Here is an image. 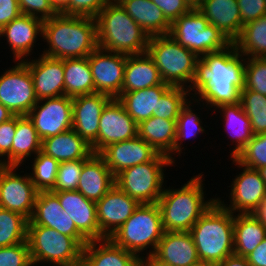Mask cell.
<instances>
[{
    "label": "cell",
    "instance_id": "cell-43",
    "mask_svg": "<svg viewBox=\"0 0 266 266\" xmlns=\"http://www.w3.org/2000/svg\"><path fill=\"white\" fill-rule=\"evenodd\" d=\"M240 164L252 169L266 165V133L254 135L235 158Z\"/></svg>",
    "mask_w": 266,
    "mask_h": 266
},
{
    "label": "cell",
    "instance_id": "cell-49",
    "mask_svg": "<svg viewBox=\"0 0 266 266\" xmlns=\"http://www.w3.org/2000/svg\"><path fill=\"white\" fill-rule=\"evenodd\" d=\"M22 14L47 20L55 16L57 12L50 5V0H18Z\"/></svg>",
    "mask_w": 266,
    "mask_h": 266
},
{
    "label": "cell",
    "instance_id": "cell-42",
    "mask_svg": "<svg viewBox=\"0 0 266 266\" xmlns=\"http://www.w3.org/2000/svg\"><path fill=\"white\" fill-rule=\"evenodd\" d=\"M190 96L187 88L170 86L157 101L156 113H153V116L177 120L181 109L189 100L187 97Z\"/></svg>",
    "mask_w": 266,
    "mask_h": 266
},
{
    "label": "cell",
    "instance_id": "cell-46",
    "mask_svg": "<svg viewBox=\"0 0 266 266\" xmlns=\"http://www.w3.org/2000/svg\"><path fill=\"white\" fill-rule=\"evenodd\" d=\"M0 266H34L28 242L0 247Z\"/></svg>",
    "mask_w": 266,
    "mask_h": 266
},
{
    "label": "cell",
    "instance_id": "cell-37",
    "mask_svg": "<svg viewBox=\"0 0 266 266\" xmlns=\"http://www.w3.org/2000/svg\"><path fill=\"white\" fill-rule=\"evenodd\" d=\"M234 44L246 58L266 57V15L245 24Z\"/></svg>",
    "mask_w": 266,
    "mask_h": 266
},
{
    "label": "cell",
    "instance_id": "cell-27",
    "mask_svg": "<svg viewBox=\"0 0 266 266\" xmlns=\"http://www.w3.org/2000/svg\"><path fill=\"white\" fill-rule=\"evenodd\" d=\"M198 11L232 43L240 36L243 25L237 0H204Z\"/></svg>",
    "mask_w": 266,
    "mask_h": 266
},
{
    "label": "cell",
    "instance_id": "cell-60",
    "mask_svg": "<svg viewBox=\"0 0 266 266\" xmlns=\"http://www.w3.org/2000/svg\"><path fill=\"white\" fill-rule=\"evenodd\" d=\"M258 171H259L261 177L263 178V180H264L265 183H266V165L263 166V167H260V168L258 169Z\"/></svg>",
    "mask_w": 266,
    "mask_h": 266
},
{
    "label": "cell",
    "instance_id": "cell-6",
    "mask_svg": "<svg viewBox=\"0 0 266 266\" xmlns=\"http://www.w3.org/2000/svg\"><path fill=\"white\" fill-rule=\"evenodd\" d=\"M164 233L162 215L158 203L139 204L133 214L110 237L118 246L144 259L152 256ZM151 248V249H150ZM143 254L142 256H140Z\"/></svg>",
    "mask_w": 266,
    "mask_h": 266
},
{
    "label": "cell",
    "instance_id": "cell-33",
    "mask_svg": "<svg viewBox=\"0 0 266 266\" xmlns=\"http://www.w3.org/2000/svg\"><path fill=\"white\" fill-rule=\"evenodd\" d=\"M176 120L152 116L138 124V136L151 145L159 154L171 159L176 138Z\"/></svg>",
    "mask_w": 266,
    "mask_h": 266
},
{
    "label": "cell",
    "instance_id": "cell-53",
    "mask_svg": "<svg viewBox=\"0 0 266 266\" xmlns=\"http://www.w3.org/2000/svg\"><path fill=\"white\" fill-rule=\"evenodd\" d=\"M246 259L250 266H266V237Z\"/></svg>",
    "mask_w": 266,
    "mask_h": 266
},
{
    "label": "cell",
    "instance_id": "cell-11",
    "mask_svg": "<svg viewBox=\"0 0 266 266\" xmlns=\"http://www.w3.org/2000/svg\"><path fill=\"white\" fill-rule=\"evenodd\" d=\"M38 102L33 79L23 61L5 69L0 76V103L13 115H27Z\"/></svg>",
    "mask_w": 266,
    "mask_h": 266
},
{
    "label": "cell",
    "instance_id": "cell-59",
    "mask_svg": "<svg viewBox=\"0 0 266 266\" xmlns=\"http://www.w3.org/2000/svg\"><path fill=\"white\" fill-rule=\"evenodd\" d=\"M191 10H198L204 0H184Z\"/></svg>",
    "mask_w": 266,
    "mask_h": 266
},
{
    "label": "cell",
    "instance_id": "cell-58",
    "mask_svg": "<svg viewBox=\"0 0 266 266\" xmlns=\"http://www.w3.org/2000/svg\"><path fill=\"white\" fill-rule=\"evenodd\" d=\"M13 116L10 110L0 103V124L8 121Z\"/></svg>",
    "mask_w": 266,
    "mask_h": 266
},
{
    "label": "cell",
    "instance_id": "cell-17",
    "mask_svg": "<svg viewBox=\"0 0 266 266\" xmlns=\"http://www.w3.org/2000/svg\"><path fill=\"white\" fill-rule=\"evenodd\" d=\"M139 203L114 185L96 202L100 232L110 238L133 214Z\"/></svg>",
    "mask_w": 266,
    "mask_h": 266
},
{
    "label": "cell",
    "instance_id": "cell-34",
    "mask_svg": "<svg viewBox=\"0 0 266 266\" xmlns=\"http://www.w3.org/2000/svg\"><path fill=\"white\" fill-rule=\"evenodd\" d=\"M266 228L253 214H234V254L246 257L265 239Z\"/></svg>",
    "mask_w": 266,
    "mask_h": 266
},
{
    "label": "cell",
    "instance_id": "cell-44",
    "mask_svg": "<svg viewBox=\"0 0 266 266\" xmlns=\"http://www.w3.org/2000/svg\"><path fill=\"white\" fill-rule=\"evenodd\" d=\"M266 95V57H247L244 88Z\"/></svg>",
    "mask_w": 266,
    "mask_h": 266
},
{
    "label": "cell",
    "instance_id": "cell-23",
    "mask_svg": "<svg viewBox=\"0 0 266 266\" xmlns=\"http://www.w3.org/2000/svg\"><path fill=\"white\" fill-rule=\"evenodd\" d=\"M41 35L43 20L25 14H21L0 29V37H5L11 47L13 63L27 59L39 39L37 37Z\"/></svg>",
    "mask_w": 266,
    "mask_h": 266
},
{
    "label": "cell",
    "instance_id": "cell-20",
    "mask_svg": "<svg viewBox=\"0 0 266 266\" xmlns=\"http://www.w3.org/2000/svg\"><path fill=\"white\" fill-rule=\"evenodd\" d=\"M25 59L33 79V86L38 100L64 95L63 59L41 54L38 58Z\"/></svg>",
    "mask_w": 266,
    "mask_h": 266
},
{
    "label": "cell",
    "instance_id": "cell-55",
    "mask_svg": "<svg viewBox=\"0 0 266 266\" xmlns=\"http://www.w3.org/2000/svg\"><path fill=\"white\" fill-rule=\"evenodd\" d=\"M252 214L266 228V198L259 204L258 208Z\"/></svg>",
    "mask_w": 266,
    "mask_h": 266
},
{
    "label": "cell",
    "instance_id": "cell-51",
    "mask_svg": "<svg viewBox=\"0 0 266 266\" xmlns=\"http://www.w3.org/2000/svg\"><path fill=\"white\" fill-rule=\"evenodd\" d=\"M161 11L166 19L172 23L184 14H187L191 9L187 6L184 0H152Z\"/></svg>",
    "mask_w": 266,
    "mask_h": 266
},
{
    "label": "cell",
    "instance_id": "cell-14",
    "mask_svg": "<svg viewBox=\"0 0 266 266\" xmlns=\"http://www.w3.org/2000/svg\"><path fill=\"white\" fill-rule=\"evenodd\" d=\"M41 140L72 129V97L38 100L27 114Z\"/></svg>",
    "mask_w": 266,
    "mask_h": 266
},
{
    "label": "cell",
    "instance_id": "cell-32",
    "mask_svg": "<svg viewBox=\"0 0 266 266\" xmlns=\"http://www.w3.org/2000/svg\"><path fill=\"white\" fill-rule=\"evenodd\" d=\"M222 115L225 131L231 136V142L235 145L232 151H230V158H236L237 155L244 149L247 143L254 136L251 128V123L246 113L241 107L240 103L220 105L214 109V111ZM220 110V111H219ZM223 112V113H222ZM224 115V116H223ZM225 121V122H224Z\"/></svg>",
    "mask_w": 266,
    "mask_h": 266
},
{
    "label": "cell",
    "instance_id": "cell-15",
    "mask_svg": "<svg viewBox=\"0 0 266 266\" xmlns=\"http://www.w3.org/2000/svg\"><path fill=\"white\" fill-rule=\"evenodd\" d=\"M127 56L99 47L88 56L94 82V93H104L112 98H117L122 93Z\"/></svg>",
    "mask_w": 266,
    "mask_h": 266
},
{
    "label": "cell",
    "instance_id": "cell-8",
    "mask_svg": "<svg viewBox=\"0 0 266 266\" xmlns=\"http://www.w3.org/2000/svg\"><path fill=\"white\" fill-rule=\"evenodd\" d=\"M27 242L34 266L40 263L80 266L83 247L89 241L86 238H72L42 225H28Z\"/></svg>",
    "mask_w": 266,
    "mask_h": 266
},
{
    "label": "cell",
    "instance_id": "cell-47",
    "mask_svg": "<svg viewBox=\"0 0 266 266\" xmlns=\"http://www.w3.org/2000/svg\"><path fill=\"white\" fill-rule=\"evenodd\" d=\"M110 2L111 0H69L61 14L96 18Z\"/></svg>",
    "mask_w": 266,
    "mask_h": 266
},
{
    "label": "cell",
    "instance_id": "cell-61",
    "mask_svg": "<svg viewBox=\"0 0 266 266\" xmlns=\"http://www.w3.org/2000/svg\"><path fill=\"white\" fill-rule=\"evenodd\" d=\"M193 266H216V265H213V264L207 263V262H203V261H199L198 263L194 264Z\"/></svg>",
    "mask_w": 266,
    "mask_h": 266
},
{
    "label": "cell",
    "instance_id": "cell-56",
    "mask_svg": "<svg viewBox=\"0 0 266 266\" xmlns=\"http://www.w3.org/2000/svg\"><path fill=\"white\" fill-rule=\"evenodd\" d=\"M69 0H50V5L57 13H61L68 5Z\"/></svg>",
    "mask_w": 266,
    "mask_h": 266
},
{
    "label": "cell",
    "instance_id": "cell-24",
    "mask_svg": "<svg viewBox=\"0 0 266 266\" xmlns=\"http://www.w3.org/2000/svg\"><path fill=\"white\" fill-rule=\"evenodd\" d=\"M152 257L173 266H193L199 262L190 232L164 231Z\"/></svg>",
    "mask_w": 266,
    "mask_h": 266
},
{
    "label": "cell",
    "instance_id": "cell-54",
    "mask_svg": "<svg viewBox=\"0 0 266 266\" xmlns=\"http://www.w3.org/2000/svg\"><path fill=\"white\" fill-rule=\"evenodd\" d=\"M216 266H250V265L247 262L246 257H241L233 254L231 256L226 257Z\"/></svg>",
    "mask_w": 266,
    "mask_h": 266
},
{
    "label": "cell",
    "instance_id": "cell-16",
    "mask_svg": "<svg viewBox=\"0 0 266 266\" xmlns=\"http://www.w3.org/2000/svg\"><path fill=\"white\" fill-rule=\"evenodd\" d=\"M138 135V124L126 112L124 106L113 98L103 109L99 119L98 139L91 146L99 154L110 144L127 141Z\"/></svg>",
    "mask_w": 266,
    "mask_h": 266
},
{
    "label": "cell",
    "instance_id": "cell-2",
    "mask_svg": "<svg viewBox=\"0 0 266 266\" xmlns=\"http://www.w3.org/2000/svg\"><path fill=\"white\" fill-rule=\"evenodd\" d=\"M44 55L59 59L88 57L97 47V21L57 13L43 21ZM46 49V50H45Z\"/></svg>",
    "mask_w": 266,
    "mask_h": 266
},
{
    "label": "cell",
    "instance_id": "cell-30",
    "mask_svg": "<svg viewBox=\"0 0 266 266\" xmlns=\"http://www.w3.org/2000/svg\"><path fill=\"white\" fill-rule=\"evenodd\" d=\"M119 4L149 37L169 33L171 23L152 0H123Z\"/></svg>",
    "mask_w": 266,
    "mask_h": 266
},
{
    "label": "cell",
    "instance_id": "cell-5",
    "mask_svg": "<svg viewBox=\"0 0 266 266\" xmlns=\"http://www.w3.org/2000/svg\"><path fill=\"white\" fill-rule=\"evenodd\" d=\"M95 19L99 48L125 55H137L147 51L149 35L120 4L110 2Z\"/></svg>",
    "mask_w": 266,
    "mask_h": 266
},
{
    "label": "cell",
    "instance_id": "cell-3",
    "mask_svg": "<svg viewBox=\"0 0 266 266\" xmlns=\"http://www.w3.org/2000/svg\"><path fill=\"white\" fill-rule=\"evenodd\" d=\"M203 177L204 174L200 173L191 177L181 188H164L158 200L164 231L189 232L217 200L216 197L205 200Z\"/></svg>",
    "mask_w": 266,
    "mask_h": 266
},
{
    "label": "cell",
    "instance_id": "cell-18",
    "mask_svg": "<svg viewBox=\"0 0 266 266\" xmlns=\"http://www.w3.org/2000/svg\"><path fill=\"white\" fill-rule=\"evenodd\" d=\"M112 99L104 93L72 97V129L91 146L98 139L101 113Z\"/></svg>",
    "mask_w": 266,
    "mask_h": 266
},
{
    "label": "cell",
    "instance_id": "cell-22",
    "mask_svg": "<svg viewBox=\"0 0 266 266\" xmlns=\"http://www.w3.org/2000/svg\"><path fill=\"white\" fill-rule=\"evenodd\" d=\"M68 215L63 212L58 196L54 192L41 191L37 193L28 225H42L72 238H85Z\"/></svg>",
    "mask_w": 266,
    "mask_h": 266
},
{
    "label": "cell",
    "instance_id": "cell-13",
    "mask_svg": "<svg viewBox=\"0 0 266 266\" xmlns=\"http://www.w3.org/2000/svg\"><path fill=\"white\" fill-rule=\"evenodd\" d=\"M18 168L0 165V207L30 220L38 191L29 174H18Z\"/></svg>",
    "mask_w": 266,
    "mask_h": 266
},
{
    "label": "cell",
    "instance_id": "cell-36",
    "mask_svg": "<svg viewBox=\"0 0 266 266\" xmlns=\"http://www.w3.org/2000/svg\"><path fill=\"white\" fill-rule=\"evenodd\" d=\"M64 95L94 94V82L88 57L63 59Z\"/></svg>",
    "mask_w": 266,
    "mask_h": 266
},
{
    "label": "cell",
    "instance_id": "cell-40",
    "mask_svg": "<svg viewBox=\"0 0 266 266\" xmlns=\"http://www.w3.org/2000/svg\"><path fill=\"white\" fill-rule=\"evenodd\" d=\"M239 103L250 120L253 134L266 133V95L242 89Z\"/></svg>",
    "mask_w": 266,
    "mask_h": 266
},
{
    "label": "cell",
    "instance_id": "cell-62",
    "mask_svg": "<svg viewBox=\"0 0 266 266\" xmlns=\"http://www.w3.org/2000/svg\"><path fill=\"white\" fill-rule=\"evenodd\" d=\"M121 1L123 0H111V2L116 3V4H119Z\"/></svg>",
    "mask_w": 266,
    "mask_h": 266
},
{
    "label": "cell",
    "instance_id": "cell-39",
    "mask_svg": "<svg viewBox=\"0 0 266 266\" xmlns=\"http://www.w3.org/2000/svg\"><path fill=\"white\" fill-rule=\"evenodd\" d=\"M29 220L0 207V247H9L27 241Z\"/></svg>",
    "mask_w": 266,
    "mask_h": 266
},
{
    "label": "cell",
    "instance_id": "cell-10",
    "mask_svg": "<svg viewBox=\"0 0 266 266\" xmlns=\"http://www.w3.org/2000/svg\"><path fill=\"white\" fill-rule=\"evenodd\" d=\"M199 58L226 49L232 42L198 10H191L173 21L168 33Z\"/></svg>",
    "mask_w": 266,
    "mask_h": 266
},
{
    "label": "cell",
    "instance_id": "cell-26",
    "mask_svg": "<svg viewBox=\"0 0 266 266\" xmlns=\"http://www.w3.org/2000/svg\"><path fill=\"white\" fill-rule=\"evenodd\" d=\"M115 185V176L104 159L93 153L84 163L77 191L88 200L99 201Z\"/></svg>",
    "mask_w": 266,
    "mask_h": 266
},
{
    "label": "cell",
    "instance_id": "cell-19",
    "mask_svg": "<svg viewBox=\"0 0 266 266\" xmlns=\"http://www.w3.org/2000/svg\"><path fill=\"white\" fill-rule=\"evenodd\" d=\"M158 154L138 135L127 141L110 144L99 153L114 176L132 166L152 161Z\"/></svg>",
    "mask_w": 266,
    "mask_h": 266
},
{
    "label": "cell",
    "instance_id": "cell-29",
    "mask_svg": "<svg viewBox=\"0 0 266 266\" xmlns=\"http://www.w3.org/2000/svg\"><path fill=\"white\" fill-rule=\"evenodd\" d=\"M162 82L158 68L147 52L127 56L122 92L142 90Z\"/></svg>",
    "mask_w": 266,
    "mask_h": 266
},
{
    "label": "cell",
    "instance_id": "cell-48",
    "mask_svg": "<svg viewBox=\"0 0 266 266\" xmlns=\"http://www.w3.org/2000/svg\"><path fill=\"white\" fill-rule=\"evenodd\" d=\"M16 125H17V115H14L8 121L0 124V165L1 166H11V146L16 133Z\"/></svg>",
    "mask_w": 266,
    "mask_h": 266
},
{
    "label": "cell",
    "instance_id": "cell-7",
    "mask_svg": "<svg viewBox=\"0 0 266 266\" xmlns=\"http://www.w3.org/2000/svg\"><path fill=\"white\" fill-rule=\"evenodd\" d=\"M158 68L162 81L170 86L189 89L199 57L169 34L149 37L147 51Z\"/></svg>",
    "mask_w": 266,
    "mask_h": 266
},
{
    "label": "cell",
    "instance_id": "cell-41",
    "mask_svg": "<svg viewBox=\"0 0 266 266\" xmlns=\"http://www.w3.org/2000/svg\"><path fill=\"white\" fill-rule=\"evenodd\" d=\"M32 173L29 176L38 192L51 191L57 178L59 162L39 151L33 158Z\"/></svg>",
    "mask_w": 266,
    "mask_h": 266
},
{
    "label": "cell",
    "instance_id": "cell-45",
    "mask_svg": "<svg viewBox=\"0 0 266 266\" xmlns=\"http://www.w3.org/2000/svg\"><path fill=\"white\" fill-rule=\"evenodd\" d=\"M87 159L61 162L52 192L77 190L83 163Z\"/></svg>",
    "mask_w": 266,
    "mask_h": 266
},
{
    "label": "cell",
    "instance_id": "cell-31",
    "mask_svg": "<svg viewBox=\"0 0 266 266\" xmlns=\"http://www.w3.org/2000/svg\"><path fill=\"white\" fill-rule=\"evenodd\" d=\"M169 87L170 85L162 82L146 89L122 92L117 99L133 120L140 124L156 113L157 101Z\"/></svg>",
    "mask_w": 266,
    "mask_h": 266
},
{
    "label": "cell",
    "instance_id": "cell-57",
    "mask_svg": "<svg viewBox=\"0 0 266 266\" xmlns=\"http://www.w3.org/2000/svg\"><path fill=\"white\" fill-rule=\"evenodd\" d=\"M142 266H173V265L160 262L159 260H155L152 256H149L142 259Z\"/></svg>",
    "mask_w": 266,
    "mask_h": 266
},
{
    "label": "cell",
    "instance_id": "cell-38",
    "mask_svg": "<svg viewBox=\"0 0 266 266\" xmlns=\"http://www.w3.org/2000/svg\"><path fill=\"white\" fill-rule=\"evenodd\" d=\"M192 100L187 101V103L183 106V108L180 111V114L176 120V138L174 143V148L171 151V160L176 162L174 156L175 153L178 156H181V153H183L182 148V141L189 140L192 137H195L196 135H199L198 133H204L205 128L202 126V120L200 119V115H198L192 107H194L193 104V96L190 97ZM193 104V106H192Z\"/></svg>",
    "mask_w": 266,
    "mask_h": 266
},
{
    "label": "cell",
    "instance_id": "cell-35",
    "mask_svg": "<svg viewBox=\"0 0 266 266\" xmlns=\"http://www.w3.org/2000/svg\"><path fill=\"white\" fill-rule=\"evenodd\" d=\"M42 148V140L27 115H17V125L11 146V166L20 167L27 158Z\"/></svg>",
    "mask_w": 266,
    "mask_h": 266
},
{
    "label": "cell",
    "instance_id": "cell-1",
    "mask_svg": "<svg viewBox=\"0 0 266 266\" xmlns=\"http://www.w3.org/2000/svg\"><path fill=\"white\" fill-rule=\"evenodd\" d=\"M245 63L246 57L238 52L234 43L219 52L201 56L197 60L194 80L188 89L191 97L194 96L195 105L199 103L201 107L203 102V106L207 103L206 107L217 108L239 103L244 88Z\"/></svg>",
    "mask_w": 266,
    "mask_h": 266
},
{
    "label": "cell",
    "instance_id": "cell-52",
    "mask_svg": "<svg viewBox=\"0 0 266 266\" xmlns=\"http://www.w3.org/2000/svg\"><path fill=\"white\" fill-rule=\"evenodd\" d=\"M21 14L18 0H0V29Z\"/></svg>",
    "mask_w": 266,
    "mask_h": 266
},
{
    "label": "cell",
    "instance_id": "cell-25",
    "mask_svg": "<svg viewBox=\"0 0 266 266\" xmlns=\"http://www.w3.org/2000/svg\"><path fill=\"white\" fill-rule=\"evenodd\" d=\"M80 266H142V260L105 238L89 241L83 247Z\"/></svg>",
    "mask_w": 266,
    "mask_h": 266
},
{
    "label": "cell",
    "instance_id": "cell-9",
    "mask_svg": "<svg viewBox=\"0 0 266 266\" xmlns=\"http://www.w3.org/2000/svg\"><path fill=\"white\" fill-rule=\"evenodd\" d=\"M168 156L158 154L152 161L127 168L115 176V185L139 204L158 203L164 190V168L174 166Z\"/></svg>",
    "mask_w": 266,
    "mask_h": 266
},
{
    "label": "cell",
    "instance_id": "cell-21",
    "mask_svg": "<svg viewBox=\"0 0 266 266\" xmlns=\"http://www.w3.org/2000/svg\"><path fill=\"white\" fill-rule=\"evenodd\" d=\"M63 212L68 213L77 230L88 240H101L106 237L100 232L97 222L96 202L88 200L79 191L54 192Z\"/></svg>",
    "mask_w": 266,
    "mask_h": 266
},
{
    "label": "cell",
    "instance_id": "cell-12",
    "mask_svg": "<svg viewBox=\"0 0 266 266\" xmlns=\"http://www.w3.org/2000/svg\"><path fill=\"white\" fill-rule=\"evenodd\" d=\"M231 160L243 172L237 174L231 186H228L231 187L229 205L225 204L221 198L216 199L233 214H252L266 198V183L257 169L243 166L235 158Z\"/></svg>",
    "mask_w": 266,
    "mask_h": 266
},
{
    "label": "cell",
    "instance_id": "cell-50",
    "mask_svg": "<svg viewBox=\"0 0 266 266\" xmlns=\"http://www.w3.org/2000/svg\"><path fill=\"white\" fill-rule=\"evenodd\" d=\"M237 2L243 26L266 15L265 0H237Z\"/></svg>",
    "mask_w": 266,
    "mask_h": 266
},
{
    "label": "cell",
    "instance_id": "cell-4",
    "mask_svg": "<svg viewBox=\"0 0 266 266\" xmlns=\"http://www.w3.org/2000/svg\"><path fill=\"white\" fill-rule=\"evenodd\" d=\"M189 232L199 261L217 265L234 254V214L217 200Z\"/></svg>",
    "mask_w": 266,
    "mask_h": 266
},
{
    "label": "cell",
    "instance_id": "cell-28",
    "mask_svg": "<svg viewBox=\"0 0 266 266\" xmlns=\"http://www.w3.org/2000/svg\"><path fill=\"white\" fill-rule=\"evenodd\" d=\"M41 151L59 163L88 159L93 154L91 145L73 129L42 140Z\"/></svg>",
    "mask_w": 266,
    "mask_h": 266
}]
</instances>
